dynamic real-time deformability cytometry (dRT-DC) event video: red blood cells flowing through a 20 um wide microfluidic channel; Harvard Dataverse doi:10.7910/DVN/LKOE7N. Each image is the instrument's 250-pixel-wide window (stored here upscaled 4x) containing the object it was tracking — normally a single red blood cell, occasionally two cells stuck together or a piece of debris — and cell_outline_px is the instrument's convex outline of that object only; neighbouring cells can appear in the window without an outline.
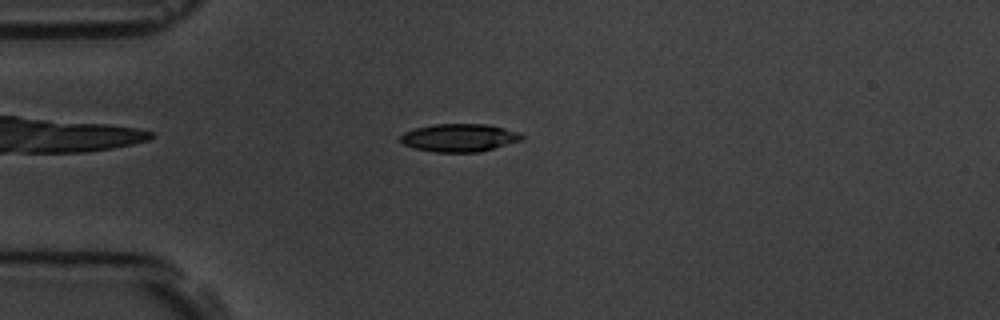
{"species": "common noctule bat (a hibernating species)", "species_latin": "Nyctalus noctula", "temperature_condition": "room temperature", "stored_images_in_passage": 56, "camera_frame_rate_fps": 3000, "um_per_image_px": 0.085, "animal": {"sex": "male", "body_mass_g": 19.5, "forearm_length_mm": 54.6}, "frame": {"image": 1, "passage_image": 14, "time_ms": 4.333, "image_size_px": [1000, 320], "cell_outline_px": [[524, 140], [480, 152], [436, 152], [416, 148], [404, 144], [400, 140], [400, 136], [404, 132], [416, 128], [436, 124], [488, 124], [520, 132], [524, 136]], "centroid_in_image_um": [39.1, 11.7], "position_along_channel_um": 45.9, "area_um2": 19.77}}
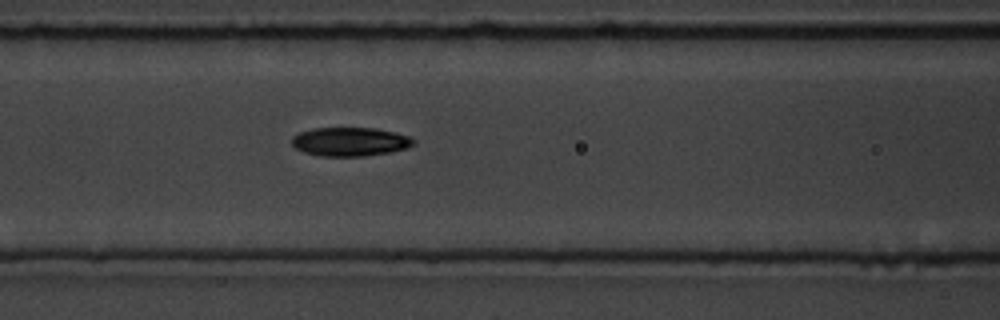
{"frame": {"image": 2, "passage_image": 23, "time_ms": 7.333, "image_size_px": [1000, 320], "cell_outline_px": [[416, 144], [408, 148], [392, 152], [364, 156], [320, 156], [304, 152], [296, 148], [292, 144], [292, 136], [300, 132], [312, 128], [376, 128], [396, 132], [408, 136], [416, 140]], "centroid_in_image_um": [29.8, 12.04], "position_along_channel_um": 136.8, "area_um2": 20.63}}
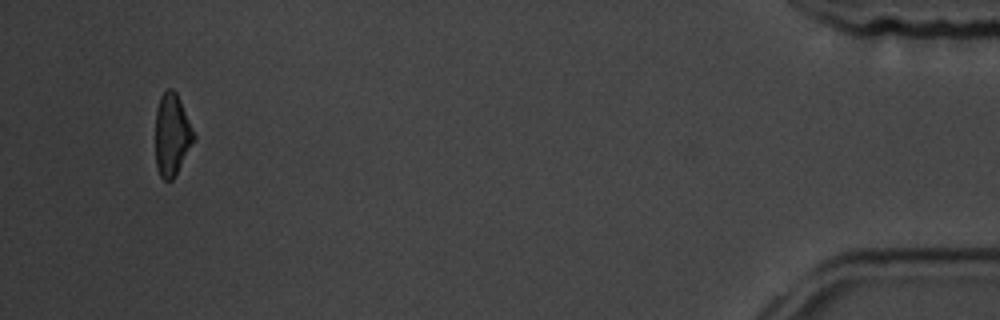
{"frame": {"image": 3, "passage_image": 53, "time_ms": 17.333, "image_size_px": [1000, 320], "cell_outline_px": [[196, 140], [172, 180], [164, 180], [160, 176], [156, 164], [156, 108], [160, 96], [168, 88], [172, 88], [176, 92], [180, 100], [196, 136]], "centroid_in_image_um": [14.62, 11.44], "position_along_channel_um": 420.6, "area_um2": 18.38}, "authors_computed_cell_mechanics": {"area_um2": 19.6231, "velocity_mm_per_s": 3.6268, "shape_relaxation_time_tau1_ms": 3.8723, "shape_relaxation_time_tau2_ms": null, "deformation_change_tau1": 0.1314, "deformation_change_tau2": null}}